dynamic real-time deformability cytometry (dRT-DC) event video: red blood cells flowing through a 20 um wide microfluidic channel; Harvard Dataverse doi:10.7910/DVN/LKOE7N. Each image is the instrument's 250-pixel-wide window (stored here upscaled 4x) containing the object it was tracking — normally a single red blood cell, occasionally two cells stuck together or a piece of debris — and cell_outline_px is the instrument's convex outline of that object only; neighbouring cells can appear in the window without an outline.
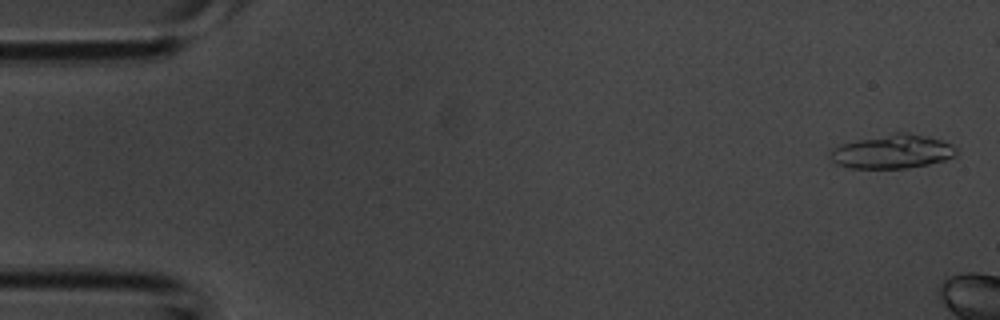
{"species": "common noctule bat (a hibernating species)", "species_latin": "Nyctalus noctula", "temperature_condition": "room temperature", "stored_images_in_passage": 6, "camera_frame_rate_fps": 3000, "um_per_image_px": 0.085, "animal": {"sex": "male", "body_mass_g": 20.1, "forearm_length_mm": 53.5}, "frame": {"image": 1, "passage_image": 1, "time_ms": 0.0, "image_size_px": [1000, 320], "cell_outline_px": [[956, 156], [944, 160], [928, 164], [908, 168], [848, 168], [836, 164], [828, 156], [828, 152], [832, 148], [840, 144], [892, 132], [908, 132], [928, 136], [952, 144], [956, 148]], "centroid_in_image_um": [75.82, 12.88], "position_along_channel_um": 9.2, "area_um2": 25.14}}